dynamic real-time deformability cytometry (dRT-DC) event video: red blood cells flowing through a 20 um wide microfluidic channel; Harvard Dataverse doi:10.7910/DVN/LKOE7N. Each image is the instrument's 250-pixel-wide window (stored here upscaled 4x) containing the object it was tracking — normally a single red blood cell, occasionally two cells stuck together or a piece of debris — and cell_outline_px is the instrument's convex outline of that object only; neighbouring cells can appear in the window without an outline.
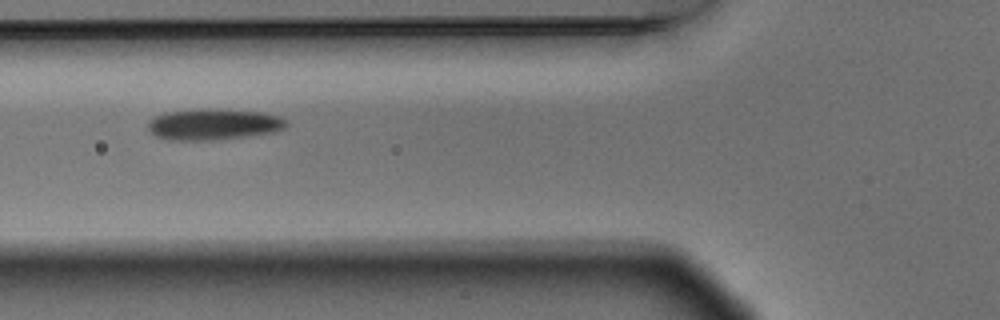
{"species": "Egyptian fruit bat (a non-hibernating species)", "species_latin": "Rousettus aegyptiacus", "temperature_condition": "warm", "stored_images_in_passage": 8, "camera_frame_rate_fps": 3000, "um_per_image_px": 0.085, "animal": {"sex": "male"}, "frame": {"image": 1, "passage_image": 3, "time_ms": 0.667, "image_size_px": [1000, 320], "cell_outline_px": [[288, 124], [284, 128], [276, 132], [212, 140], [172, 140], [156, 136], [148, 128], [148, 120], [164, 112], [200, 108], [204, 108], [264, 112], [280, 116], [288, 120]], "centroid_in_image_um": [18.17, 10.55], "position_along_channel_um": 107.6, "area_um2": 25.26}}
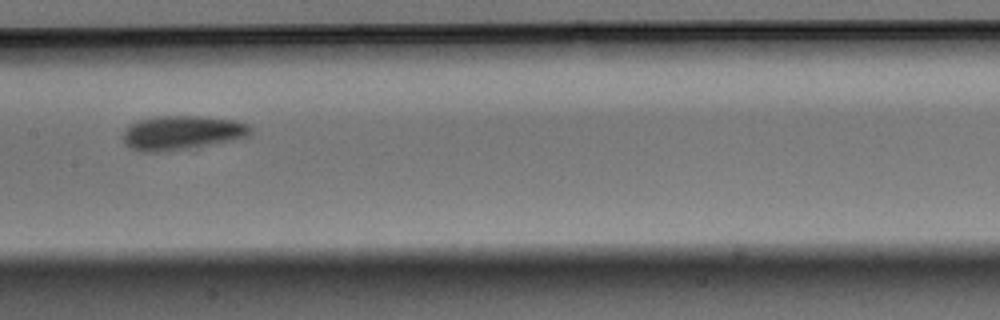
{"frame": {"image": 2, "passage_image": 5, "time_ms": 1.333, "image_size_px": [1000, 320], "cell_outline_px": [[252, 132], [248, 136], [236, 140], [188, 148], [156, 152], [144, 152], [128, 148], [124, 144], [124, 132], [128, 124], [136, 120], [156, 116], [200, 116], [236, 120], [248, 124], [252, 128]], "centroid_in_image_um": [15.45, 11.27], "position_along_channel_um": 191.9, "area_um2": 25.61}}
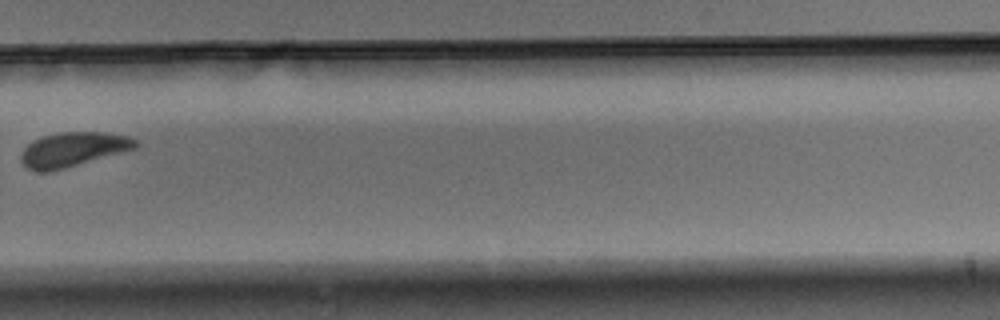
{"frame": {"image": 3, "passage_image": 8, "time_ms": 2.333, "image_size_px": [1000, 320], "cell_outline_px": [[140, 144], [136, 148], [64, 168], [48, 172], [36, 172], [24, 168], [20, 160], [20, 156], [24, 148], [32, 140], [44, 136], [60, 132], [100, 132], [128, 136], [136, 140]], "centroid_in_image_um": [6.15, 12.71], "position_along_channel_um": 323.7, "area_um2": 22.95}}